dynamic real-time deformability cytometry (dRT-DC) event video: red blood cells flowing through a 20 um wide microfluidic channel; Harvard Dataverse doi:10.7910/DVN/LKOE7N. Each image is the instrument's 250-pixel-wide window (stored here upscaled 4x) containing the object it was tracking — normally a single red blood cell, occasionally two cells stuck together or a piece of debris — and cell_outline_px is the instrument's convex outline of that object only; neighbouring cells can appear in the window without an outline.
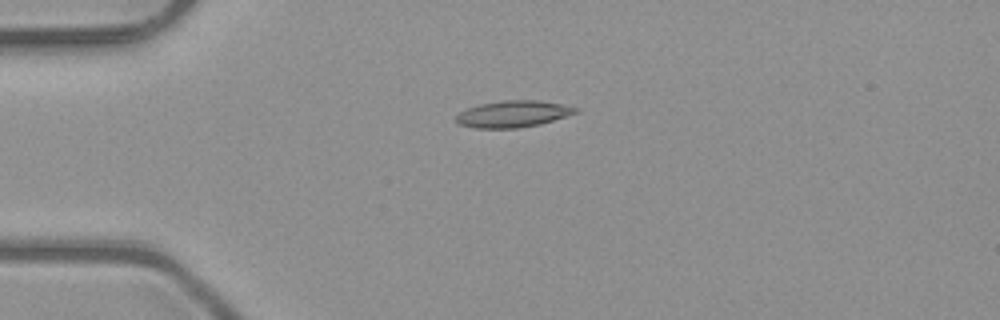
{"species": "common noctule bat (a hibernating species)", "species_latin": "Nyctalus noctula", "temperature_condition": "room temperature", "stored_images_in_passage": 3, "camera_frame_rate_fps": 3000, "um_per_image_px": 0.085, "animal": {"sex": "male", "body_mass_g": 23.1, "forearm_length_mm": 52.7}, "frame": {"image": 1, "passage_image": 2, "time_ms": 0.333, "image_size_px": [1000, 320], "cell_outline_px": [[580, 108], [576, 112], [540, 124], [516, 128], [476, 128], [460, 124], [456, 120], [456, 116], [460, 112], [468, 108], [480, 104], [504, 100], [540, 100], [564, 104]], "centroid_in_image_um": [43.62, 9.67], "position_along_channel_um": 41.4, "area_um2": 18.32}}